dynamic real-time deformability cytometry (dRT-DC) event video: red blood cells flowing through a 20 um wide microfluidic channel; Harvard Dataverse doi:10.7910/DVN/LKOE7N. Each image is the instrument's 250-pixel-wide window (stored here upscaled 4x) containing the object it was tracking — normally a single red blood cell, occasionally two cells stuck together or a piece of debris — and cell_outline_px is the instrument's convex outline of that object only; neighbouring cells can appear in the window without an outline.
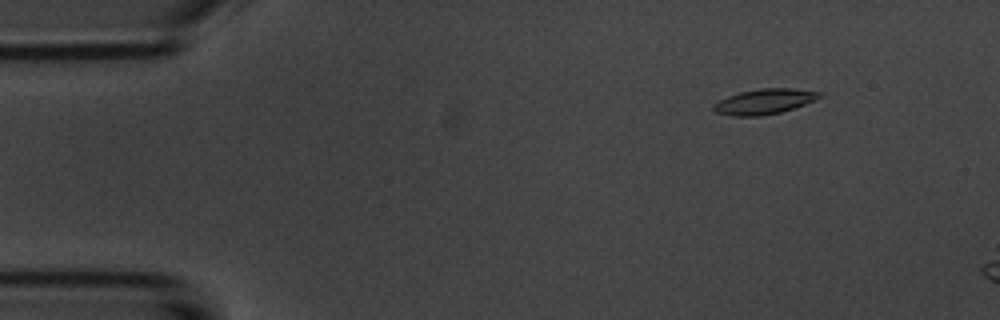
{"species": "common noctule bat (a hibernating species)", "species_latin": "Nyctalus noctula", "temperature_condition": "room temperature", "stored_images_in_passage": 10, "camera_frame_rate_fps": 3000, "um_per_image_px": 0.085, "animal": {"sex": "male", "body_mass_g": 20.1, "forearm_length_mm": 53.5}, "frame": {"image": 1, "passage_image": 2, "time_ms": 1.0, "image_size_px": [1000, 320], "cell_outline_px": [[824, 96], [804, 104], [780, 112], [760, 116], [736, 116], [716, 112], [712, 108], [720, 100], [728, 96], [740, 92], [760, 88], [792, 88], [824, 92]], "centroid_in_image_um": [65.03, 8.61], "position_along_channel_um": 20.0, "area_um2": 15.43}}
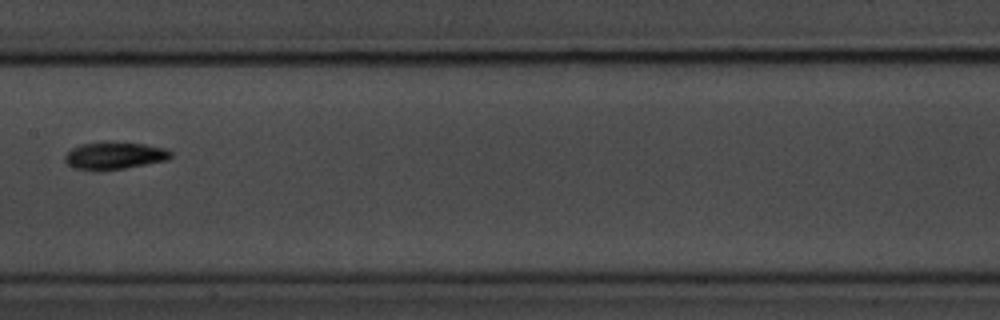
{"frame": {"image": 2, "passage_image": 7, "time_ms": 8.0, "image_size_px": [1000, 320], "cell_outline_px": [[172, 156], [168, 160], [124, 168], [96, 172], [76, 168], [68, 164], [64, 160], [64, 156], [72, 148], [80, 144], [104, 140], [112, 140], [144, 144], [168, 148], [172, 152]], "centroid_in_image_um": [9.73, 13.2], "position_along_channel_um": 197.7, "area_um2": 17.51}}
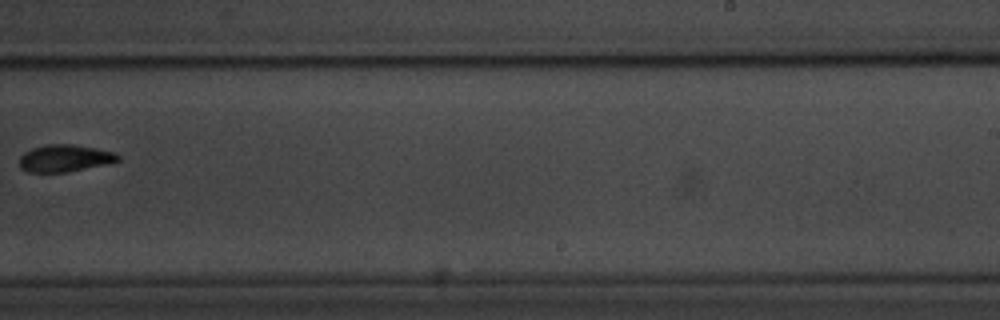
{"frame": {"image": 3, "passage_image": 9, "time_ms": 10.333, "image_size_px": [1000, 320], "cell_outline_px": [[120, 160], [112, 164], [68, 172], [28, 172], [20, 168], [20, 156], [24, 152], [32, 148], [44, 144], [72, 144], [96, 148], [116, 152], [120, 156]], "centroid_in_image_um": [5.56, 13.45], "position_along_channel_um": 283.4, "area_um2": 15.95}}